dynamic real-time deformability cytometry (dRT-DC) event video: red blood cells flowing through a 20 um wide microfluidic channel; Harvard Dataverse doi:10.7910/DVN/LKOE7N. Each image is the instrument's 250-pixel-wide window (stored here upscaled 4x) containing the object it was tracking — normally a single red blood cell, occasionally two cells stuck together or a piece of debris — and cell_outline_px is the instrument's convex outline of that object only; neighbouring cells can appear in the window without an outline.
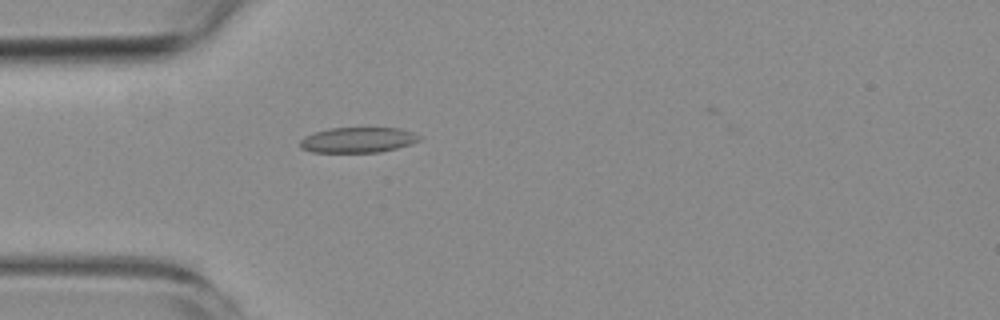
{"species": "common noctule bat (a hibernating species)", "species_latin": "Nyctalus noctula", "temperature_condition": "room temperature", "stored_images_in_passage": 1, "camera_frame_rate_fps": 3000, "um_per_image_px": 0.085, "animal": {"sex": "female", "body_mass_g": 19.3, "forearm_length_mm": 54.1}, "frame": {"image": 1, "passage_image": 1, "time_ms": 0.0, "image_size_px": [1000, 320], "cell_outline_px": [[420, 140], [396, 148], [380, 152], [312, 152], [300, 148], [300, 140], [304, 136], [328, 128], [400, 128], [412, 132], [420, 136]], "centroid_in_image_um": [30.38, 11.89], "position_along_channel_um": 54.6, "area_um2": 17.51}}